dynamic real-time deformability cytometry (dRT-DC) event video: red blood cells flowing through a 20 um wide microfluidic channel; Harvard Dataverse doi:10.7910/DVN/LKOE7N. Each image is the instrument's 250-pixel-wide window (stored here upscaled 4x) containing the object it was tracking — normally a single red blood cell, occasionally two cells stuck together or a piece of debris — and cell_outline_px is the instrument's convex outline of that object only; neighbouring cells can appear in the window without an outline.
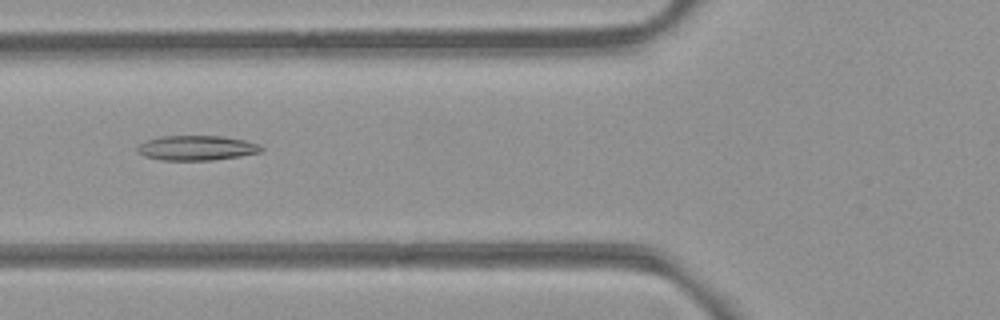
{"species": "common noctule bat (a hibernating species)", "species_latin": "Nyctalus noctula", "temperature_condition": "room temperature", "stored_images_in_passage": 8, "camera_frame_rate_fps": 3000, "um_per_image_px": 0.085, "animal": {"sex": "female", "body_mass_g": 21.9}, "frame": {"image": 1, "passage_image": 5, "time_ms": 1.333, "image_size_px": [1000, 320], "cell_outline_px": [[264, 148], [260, 152], [240, 156], [212, 160], [160, 160], [144, 156], [136, 152], [136, 148], [140, 144], [148, 140], [160, 136], [220, 136], [244, 140], [260, 144]], "centroid_in_image_um": [16.7, 12.58], "position_along_channel_um": 109.1, "area_um2": 17.92}}
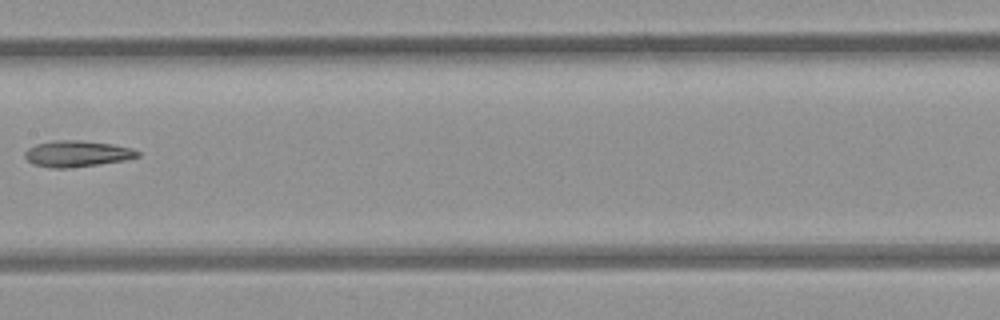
{"frame": {"image": 2, "passage_image": 7, "time_ms": 2.0, "image_size_px": [1000, 320], "cell_outline_px": [[140, 156], [124, 160], [68, 168], [52, 168], [32, 164], [24, 156], [24, 152], [28, 148], [36, 144], [56, 140], [76, 140], [112, 144], [132, 148], [140, 152]], "centroid_in_image_um": [6.52, 13.06], "position_along_channel_um": 200.9, "area_um2": 17.05}}
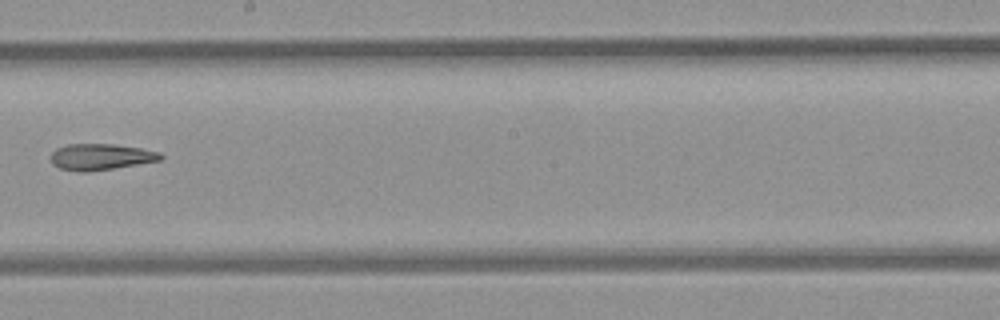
{"frame": {"image": 3, "passage_image": 8, "time_ms": 2.333, "image_size_px": [1000, 320], "cell_outline_px": [[164, 156], [160, 160], [88, 172], [80, 172], [60, 168], [52, 164], [52, 152], [56, 148], [68, 144], [112, 144], [140, 148], [160, 152]], "centroid_in_image_um": [8.55, 13.33], "position_along_channel_um": 239.7, "area_um2": 16.59}}